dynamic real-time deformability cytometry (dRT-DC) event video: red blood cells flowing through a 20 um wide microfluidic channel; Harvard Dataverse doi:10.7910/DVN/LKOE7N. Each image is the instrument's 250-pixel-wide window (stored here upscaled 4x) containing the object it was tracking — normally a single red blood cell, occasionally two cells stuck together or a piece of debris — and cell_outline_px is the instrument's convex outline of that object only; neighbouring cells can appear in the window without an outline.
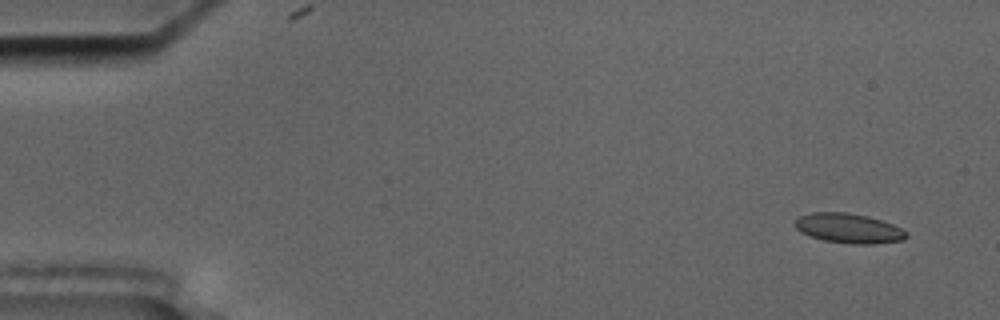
{"species": "common noctule bat (a hibernating species)", "species_latin": "Nyctalus noctula", "temperature_condition": "cold", "stored_images_in_passage": 59, "segment_of_instrument_passage": [1, 2], "camera_frame_rate_fps": 3000, "um_per_image_px": 0.085, "animal": {"sex": "male", "body_mass_g": 17.5, "forearm_length_mm": 52.3}, "frame": {"image": 1, "passage_image": 4, "time_ms": 1.0, "image_size_px": [1000, 320], "cell_outline_px": [[908, 236], [904, 240], [872, 244], [852, 244], [824, 240], [800, 232], [796, 228], [796, 220], [800, 216], [812, 212], [848, 212], [868, 216], [892, 224], [908, 232]], "centroid_in_image_um": [72.17, 19.4], "position_along_channel_um": 12.8, "area_um2": 19.19}}
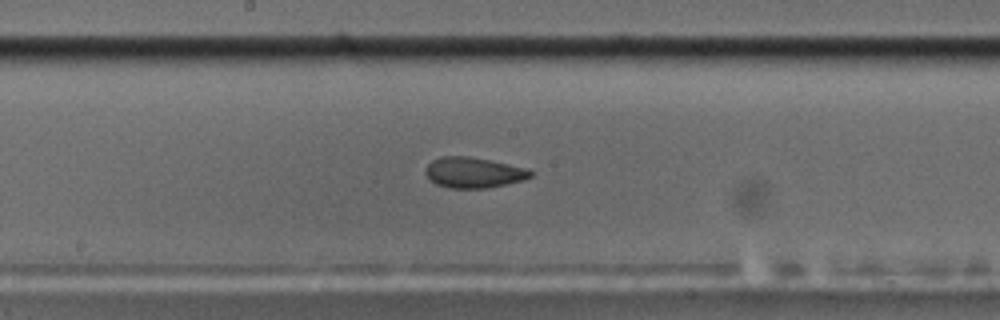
{"frame": {"image": 2, "passage_image": 31, "time_ms": 10.0, "image_size_px": [1000, 320], "cell_outline_px": [[532, 176], [524, 180], [484, 188], [448, 188], [436, 184], [424, 172], [424, 168], [432, 160], [440, 156], [468, 156], [528, 168], [532, 172]], "centroid_in_image_um": [40.23, 14.66], "position_along_channel_um": 208.0, "area_um2": 18.61}}
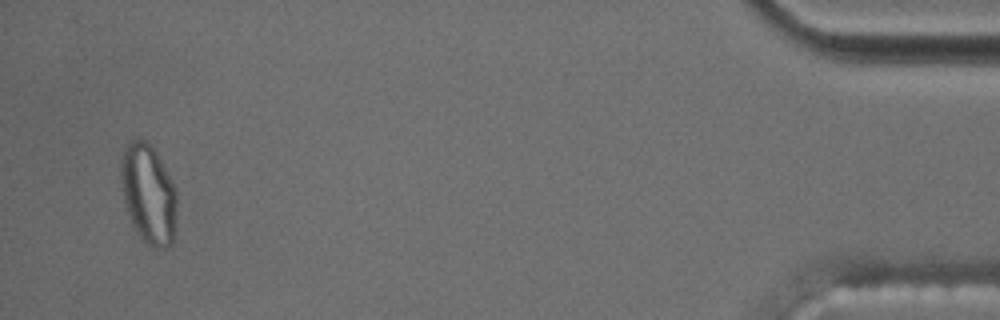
{"frame": {"image": 3, "passage_image": 56, "time_ms": 18.333, "image_size_px": [1000, 320], "cell_outline_px": [[176, 228], [172, 244], [164, 248], [156, 248], [148, 244], [136, 232], [132, 224], [124, 204], [120, 188], [120, 160], [124, 148], [132, 140], [140, 136], [148, 140], [152, 144], [176, 192]], "centroid_in_image_um": [12.58, 16.46], "position_along_channel_um": 422.6, "area_um2": 32.89}}